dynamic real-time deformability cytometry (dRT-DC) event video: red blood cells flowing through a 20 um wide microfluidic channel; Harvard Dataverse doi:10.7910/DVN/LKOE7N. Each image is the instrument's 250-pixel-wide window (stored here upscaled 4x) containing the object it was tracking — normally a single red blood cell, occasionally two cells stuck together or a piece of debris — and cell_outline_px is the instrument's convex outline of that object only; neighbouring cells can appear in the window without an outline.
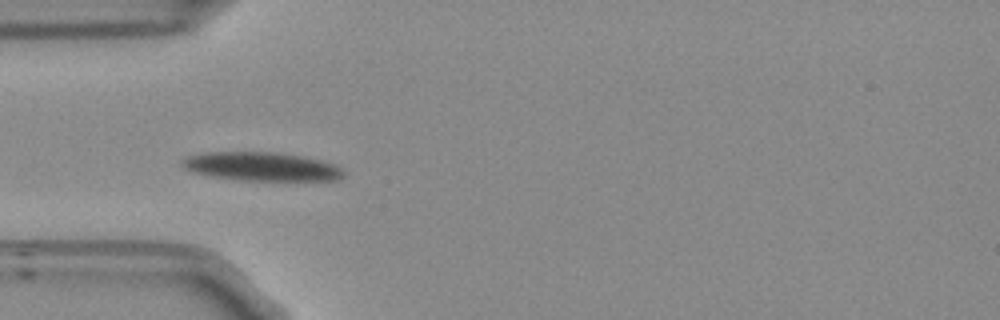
{"species": "Egyptian fruit bat (a non-hibernating species)", "species_latin": "Rousettus aegyptiacus", "temperature_condition": "room temperature", "stored_images_in_passage": 40, "camera_frame_rate_fps": 3000, "um_per_image_px": 0.085, "frame": {"image": 1, "passage_image": 1, "time_ms": 0.0, "image_size_px": [1000, 320], "cell_outline_px": [[344, 176], [336, 180], [240, 180], [208, 176], [192, 172], [184, 168], [180, 164], [180, 160], [188, 156], [204, 152], [280, 152], [304, 156], [336, 164], [344, 172]], "centroid_in_image_um": [22.2, 14.15], "position_along_channel_um": 62.8, "area_um2": 27.22}}
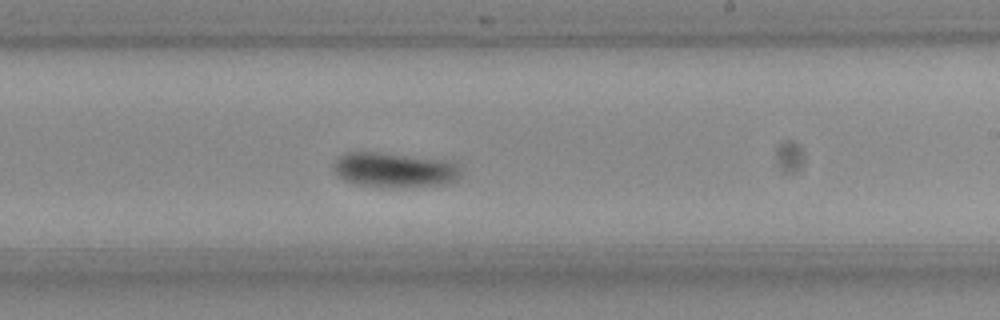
{"frame": {"image": 2, "passage_image": 17, "time_ms": 5.333, "image_size_px": [1000, 320], "cell_outline_px": [[460, 180], [448, 184], [404, 188], [388, 188], [352, 184], [336, 176], [336, 160], [340, 156], [348, 152], [376, 152], [452, 160], [460, 164]], "centroid_in_image_um": [33.63, 14.47], "position_along_channel_um": 255.4, "area_um2": 26.59}}
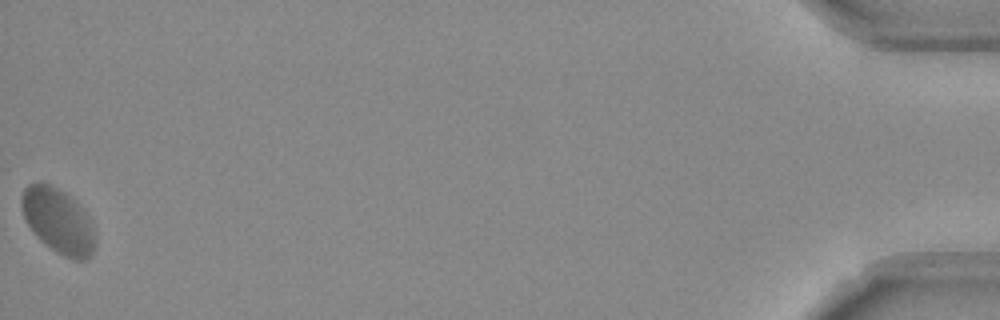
{"frame": {"image": 3, "passage_image": 40, "time_ms": 13.0, "image_size_px": [1000, 320], "cell_outline_px": [[92, 252], [84, 260], [72, 260], [56, 252], [40, 240], [36, 236], [28, 224], [24, 216], [20, 200], [24, 188], [28, 184], [48, 184], [64, 192], [88, 216], [92, 228]], "centroid_in_image_um": [4.89, 18.78], "position_along_channel_um": 430.3, "area_um2": 26.82}, "authors_computed_cell_mechanics": {"area_um2": 26.5591, "velocity_mm_per_s": 3.631, "shape_relaxation_time_tau1_ms": 4.0368, "shape_relaxation_time_tau2_ms": 1.5312, "deformation_change_tau1": 0.1386, "deformation_change_tau2": 0.0361}}